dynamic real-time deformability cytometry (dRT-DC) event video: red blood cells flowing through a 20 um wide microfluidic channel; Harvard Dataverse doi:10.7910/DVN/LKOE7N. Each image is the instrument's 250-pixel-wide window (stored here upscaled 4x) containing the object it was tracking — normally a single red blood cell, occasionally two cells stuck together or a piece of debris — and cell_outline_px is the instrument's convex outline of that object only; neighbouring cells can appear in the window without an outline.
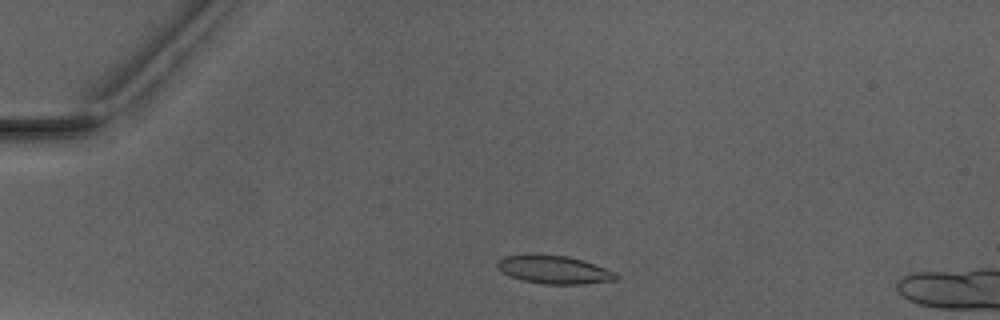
{"species": "Egyptian fruit bat (a non-hibernating species)", "species_latin": "Rousettus aegyptiacus", "temperature_condition": "warm", "stored_images_in_passage": 4, "camera_frame_rate_fps": 3000, "um_per_image_px": 0.085, "animal": {"sex": "male"}, "frame": {"image": 1, "passage_image": 2, "time_ms": 1.333, "image_size_px": [1000, 320], "cell_outline_px": [[620, 276], [616, 280], [584, 284], [544, 284], [520, 280], [500, 272], [496, 268], [496, 260], [504, 256], [568, 256], [584, 260], [616, 272]], "centroid_in_image_um": [47.11, 22.95], "position_along_channel_um": 37.9, "area_um2": 19.36}}